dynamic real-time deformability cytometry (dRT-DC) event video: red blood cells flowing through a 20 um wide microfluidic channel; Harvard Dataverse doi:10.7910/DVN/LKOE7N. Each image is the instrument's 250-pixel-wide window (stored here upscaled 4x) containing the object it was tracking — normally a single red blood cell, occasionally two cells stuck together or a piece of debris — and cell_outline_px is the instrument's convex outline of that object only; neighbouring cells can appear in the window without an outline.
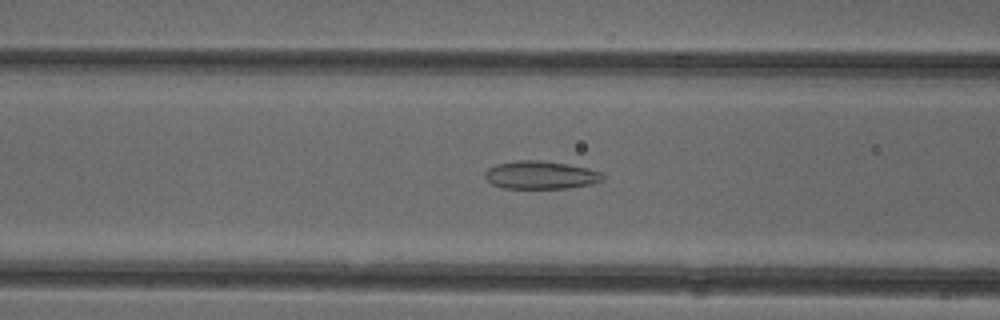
{"species": "common noctule bat (a hibernating species)", "species_latin": "Nyctalus noctula", "temperature_condition": "cold", "stored_images_in_passage": 37, "camera_frame_rate_fps": 3000, "um_per_image_px": 0.085, "animal": {"sex": "female"}, "frame": {"image": 1, "passage_image": 10, "time_ms": 3.0, "image_size_px": [1000, 320], "cell_outline_px": [[604, 180], [592, 184], [568, 188], [504, 188], [492, 184], [484, 176], [484, 172], [488, 168], [496, 164], [520, 160], [540, 160], [568, 164], [588, 168], [600, 172], [604, 176]], "centroid_in_image_um": [45.96, 14.87], "position_along_channel_um": 120.6, "area_um2": 19.25}}
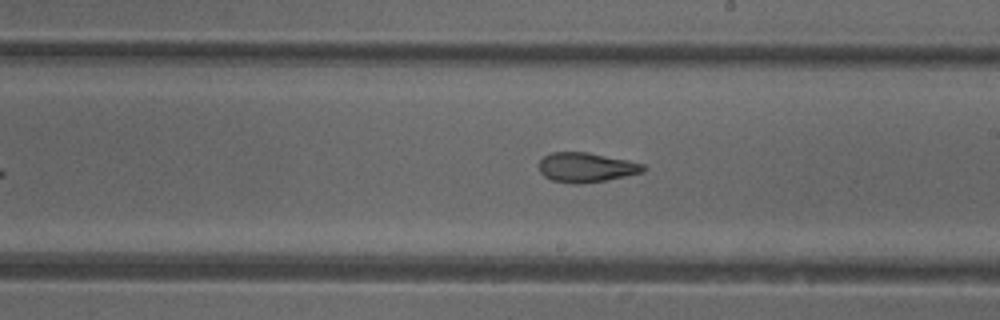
{"frame": {"image": 2, "passage_image": 19, "time_ms": 6.0, "image_size_px": [1000, 320], "cell_outline_px": [[648, 168], [644, 172], [604, 180], [580, 184], [572, 184], [552, 180], [544, 176], [540, 172], [540, 160], [544, 156], [552, 152], [588, 152], [628, 160], [644, 164]], "centroid_in_image_um": [49.84, 14.22], "position_along_channel_um": 239.2, "area_um2": 17.98}}
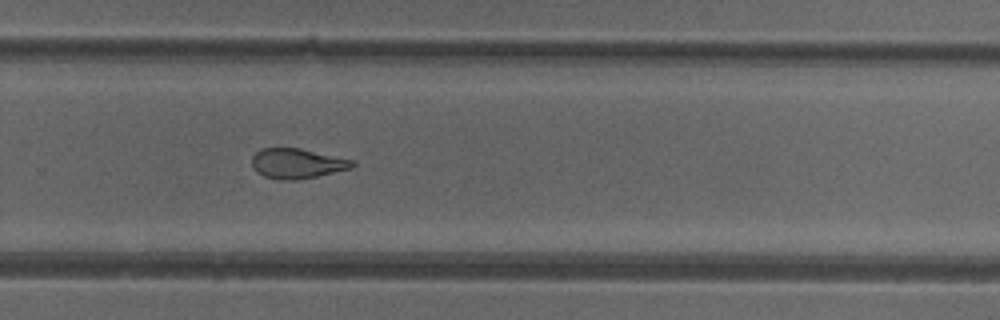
{"frame": {"image": 3, "passage_image": 24, "time_ms": 7.667, "image_size_px": [1000, 320], "cell_outline_px": [[356, 164], [352, 168], [316, 176], [296, 180], [284, 180], [264, 176], [256, 172], [252, 164], [252, 156], [260, 148], [300, 148], [356, 160]], "centroid_in_image_um": [25.27, 13.88], "position_along_channel_um": 304.5, "area_um2": 17.63}, "authors_computed_cell_mechanics": {"area_um2": 18.7272, "velocity_mm_per_s": 3.9463, "shape_relaxation_time_tau1_ms": null, "shape_relaxation_time_tau2_ms": 2.6062, "deformation_change_tau1": null, "deformation_change_tau2": 0.0924}}